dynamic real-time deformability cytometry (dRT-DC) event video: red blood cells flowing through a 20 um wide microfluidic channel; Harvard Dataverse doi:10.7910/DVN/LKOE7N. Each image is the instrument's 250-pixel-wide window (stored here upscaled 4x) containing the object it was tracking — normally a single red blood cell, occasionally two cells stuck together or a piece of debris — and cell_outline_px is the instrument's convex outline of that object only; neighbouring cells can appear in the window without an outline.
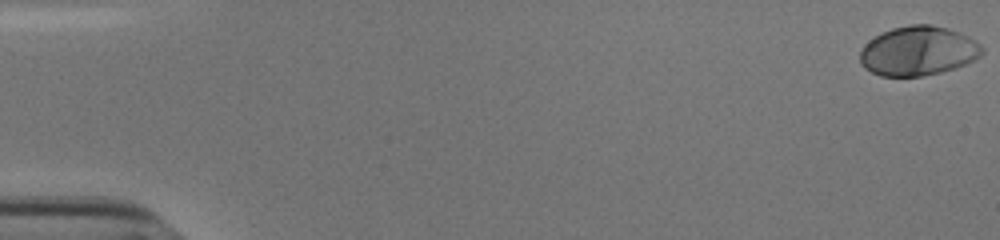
{"species": "human", "species_latin": "Homo sapiens", "temperature_condition": "cold", "stored_images_in_passage": 46, "camera_frame_rate_fps": 3000, "um_per_image_px": 0.085, "donor": {"sex": "male"}, "frame": {"image": 1, "passage_image": 1, "time_ms": 0.0, "image_size_px": [1000, 240], "cell_outline_px": [[984, 52], [980, 56], [956, 68], [940, 72], [920, 76], [880, 76], [864, 68], [860, 64], [860, 52], [864, 44], [868, 40], [892, 28], [908, 24], [932, 24], [948, 28], [968, 36], [980, 44], [984, 48]], "centroid_in_image_um": [78.03, 4.32], "position_along_channel_um": 7.0, "area_um2": 35.2}}
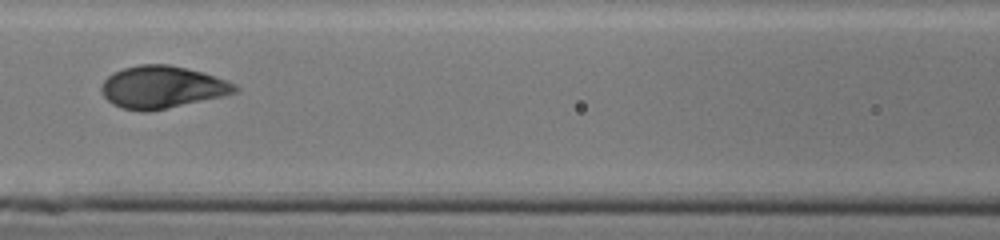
{"frame": {"image": 2, "passage_image": 26, "time_ms": 8.333, "image_size_px": [1000, 240], "cell_outline_px": [[240, 88], [236, 92], [224, 96], [148, 112], [144, 112], [120, 108], [112, 104], [104, 96], [100, 88], [104, 80], [108, 76], [124, 68], [140, 64], [168, 64], [204, 72], [236, 84]], "centroid_in_image_um": [13.79, 7.41], "position_along_channel_um": 152.8, "area_um2": 32.95}}
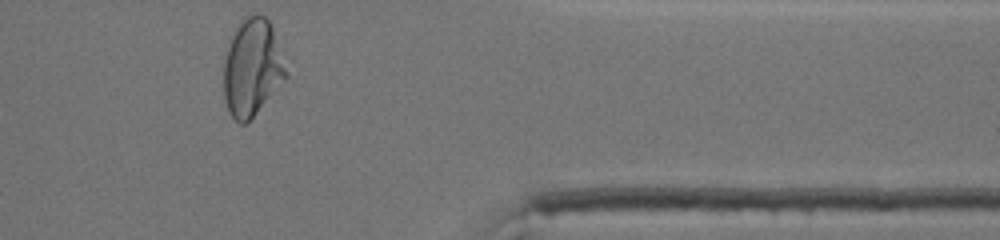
{"frame": {"image": 3, "passage_image": 46, "time_ms": 15.0, "image_size_px": [1000, 240], "cell_outline_px": [[288, 76], [256, 112], [244, 124], [240, 124], [228, 112], [224, 100], [224, 60], [236, 24], [244, 16], [252, 12], [260, 12], [268, 20], [272, 28], [288, 72]], "centroid_in_image_um": [21.41, 5.69], "position_along_channel_um": 390.0, "area_um2": 35.14}, "authors_computed_cell_mechanics": {"area_um2": 33.4373, "velocity_mm_per_s": 3.8104, "shape_relaxation_time_tau1_ms": 3.3295, "shape_relaxation_time_tau2_ms": null, "deformation_change_tau1": 0.1823, "deformation_change_tau2": null}}